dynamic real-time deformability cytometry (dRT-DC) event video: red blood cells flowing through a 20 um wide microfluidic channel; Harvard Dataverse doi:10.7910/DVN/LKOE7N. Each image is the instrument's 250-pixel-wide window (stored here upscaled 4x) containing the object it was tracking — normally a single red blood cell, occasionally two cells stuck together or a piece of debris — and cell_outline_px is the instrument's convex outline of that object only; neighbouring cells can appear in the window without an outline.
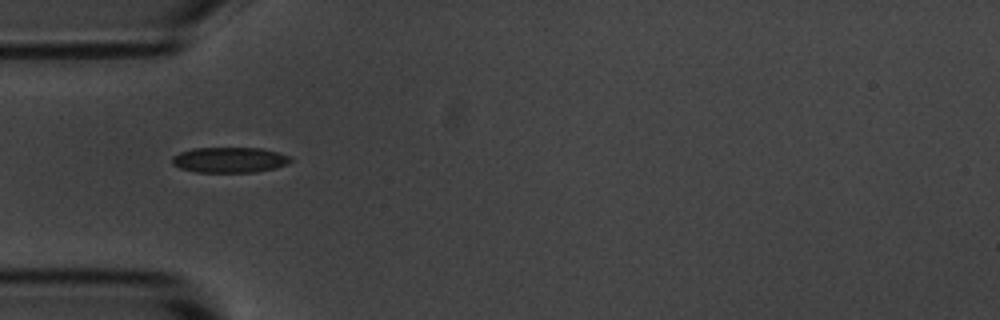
{"species": "common noctule bat (a hibernating species)", "species_latin": "Nyctalus noctula", "temperature_condition": "room temperature", "stored_images_in_passage": 39, "camera_frame_rate_fps": 3000, "um_per_image_px": 0.085, "animal": {"sex": "male", "body_mass_g": 20.1, "forearm_length_mm": 53.5}, "frame": {"image": 1, "passage_image": 1, "time_ms": 0.0, "image_size_px": [1000, 320], "cell_outline_px": [[292, 160], [276, 168], [252, 172], [196, 172], [180, 168], [172, 164], [172, 156], [180, 152], [192, 148], [260, 148], [292, 156]], "centroid_in_image_um": [19.48, 13.59], "position_along_channel_um": 65.5, "area_um2": 17.51}}
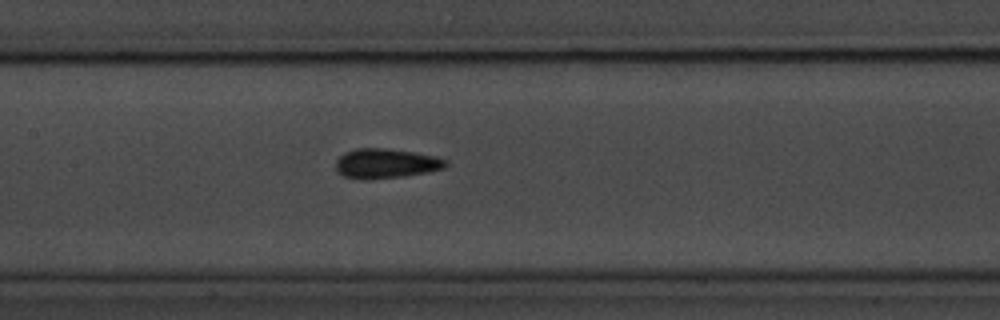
{"frame": {"image": 2, "passage_image": 10, "time_ms": 3.0, "image_size_px": [1000, 320], "cell_outline_px": [[448, 164], [444, 168], [428, 172], [404, 176], [368, 180], [344, 176], [336, 168], [336, 160], [344, 152], [356, 148], [384, 148], [412, 152], [436, 156], [448, 160]], "centroid_in_image_um": [32.82, 13.89], "position_along_channel_um": 174.6, "area_um2": 19.02}}
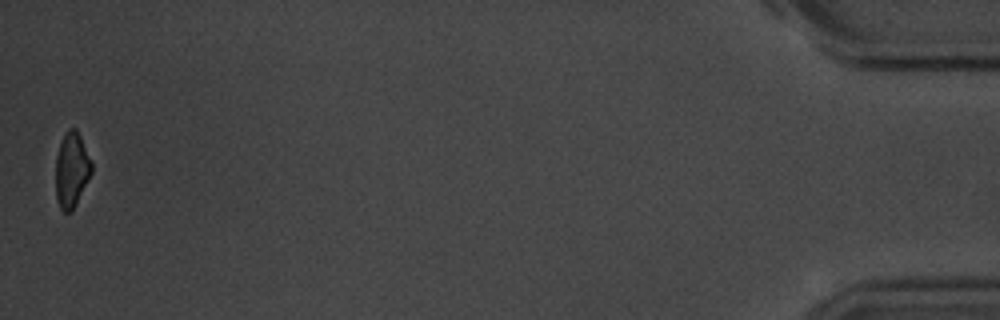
{"frame": {"image": 3, "passage_image": 39, "time_ms": 12.667, "image_size_px": [1000, 320], "cell_outline_px": [[92, 172], [72, 212], [64, 212], [60, 208], [56, 200], [56, 156], [60, 144], [68, 128], [76, 128], [92, 160]], "centroid_in_image_um": [6.09, 14.45], "position_along_channel_um": 429.1, "area_um2": 15.72}, "authors_computed_cell_mechanics": {"area_um2": 17.918, "velocity_mm_per_s": 3.6167, "shape_relaxation_time_tau1_ms": 2.4826, "shape_relaxation_time_tau2_ms": 2.6946, "deformation_change_tau1": 0.0966, "deformation_change_tau2": 0.083}}